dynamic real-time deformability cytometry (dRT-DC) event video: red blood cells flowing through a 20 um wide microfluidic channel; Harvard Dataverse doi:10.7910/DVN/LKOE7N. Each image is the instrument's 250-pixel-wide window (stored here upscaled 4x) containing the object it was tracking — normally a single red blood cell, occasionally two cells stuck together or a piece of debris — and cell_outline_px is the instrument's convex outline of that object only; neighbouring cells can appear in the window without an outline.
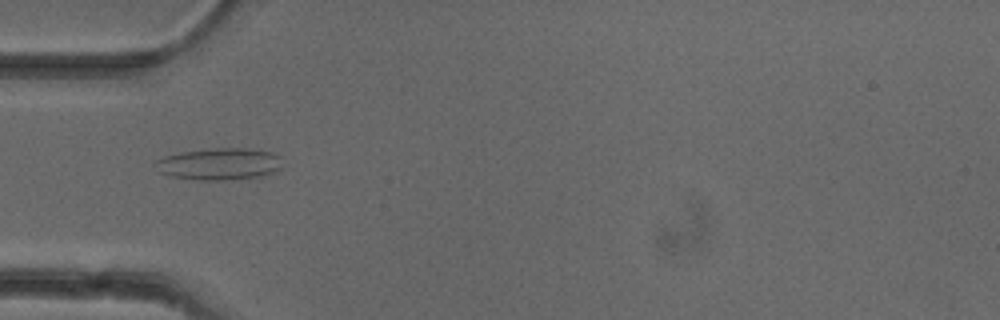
{"species": "common noctule bat (a hibernating species)", "species_latin": "Nyctalus noctula", "temperature_condition": "cold", "stored_images_in_passage": 38, "camera_frame_rate_fps": 3000, "um_per_image_px": 0.085, "animal": {"sex": "female"}, "frame": {"image": 1, "passage_image": 3, "time_ms": 0.667, "image_size_px": [1000, 320], "cell_outline_px": [[280, 168], [272, 172], [260, 176], [224, 180], [200, 180], [172, 176], [160, 172], [152, 164], [156, 160], [164, 156], [180, 152], [216, 148], [248, 148], [272, 152], [280, 156]], "centroid_in_image_um": [18.61, 13.93], "position_along_channel_um": 66.4, "area_um2": 23.47}}
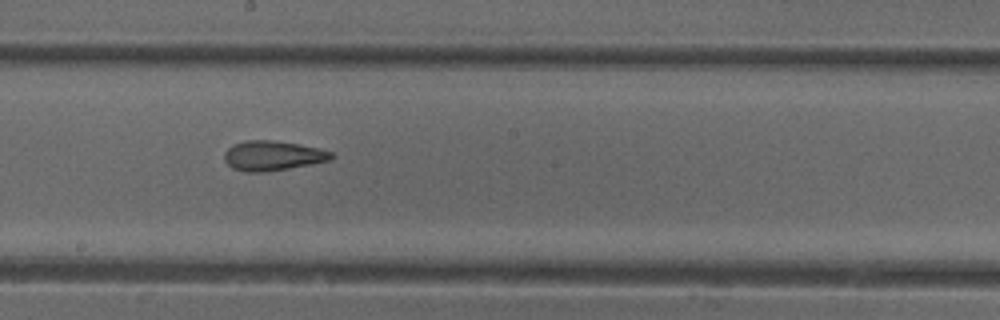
{"frame": {"image": 2, "passage_image": 15, "time_ms": 4.667, "image_size_px": [1000, 320], "cell_outline_px": [[336, 156], [332, 160], [312, 164], [264, 172], [244, 172], [232, 168], [224, 160], [224, 152], [232, 144], [244, 140], [272, 140], [300, 144], [332, 152]], "centroid_in_image_um": [23.17, 13.23], "position_along_channel_um": 225.0, "area_um2": 18.73}}
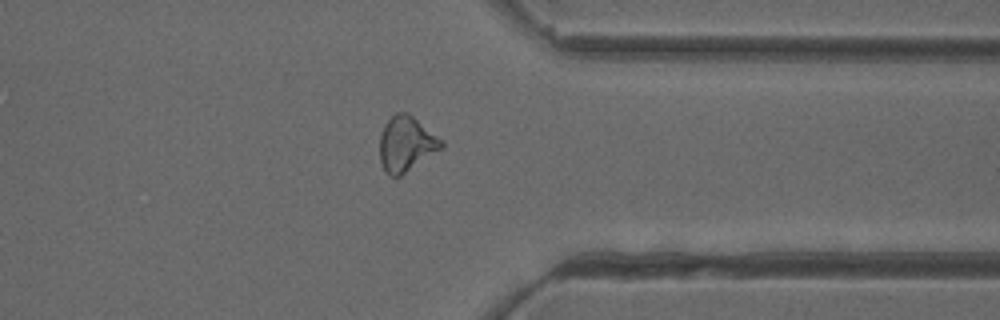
{"frame": {"image": 3, "passage_image": 27, "time_ms": 8.667, "image_size_px": [1000, 320], "cell_outline_px": [[444, 148], [400, 176], [388, 176], [384, 172], [380, 160], [380, 136], [384, 124], [396, 112], [408, 112], [444, 140]], "centroid_in_image_um": [34.55, 12.23], "position_along_channel_um": 376.9, "area_um2": 20.11}, "authors_computed_cell_mechanics": {"area_um2": 19.2474, "velocity_mm_per_s": 3.9582, "shape_relaxation_time_tau1_ms": null, "shape_relaxation_time_tau2_ms": 2.6089, "deformation_change_tau1": null, "deformation_change_tau2": 0.1048}}